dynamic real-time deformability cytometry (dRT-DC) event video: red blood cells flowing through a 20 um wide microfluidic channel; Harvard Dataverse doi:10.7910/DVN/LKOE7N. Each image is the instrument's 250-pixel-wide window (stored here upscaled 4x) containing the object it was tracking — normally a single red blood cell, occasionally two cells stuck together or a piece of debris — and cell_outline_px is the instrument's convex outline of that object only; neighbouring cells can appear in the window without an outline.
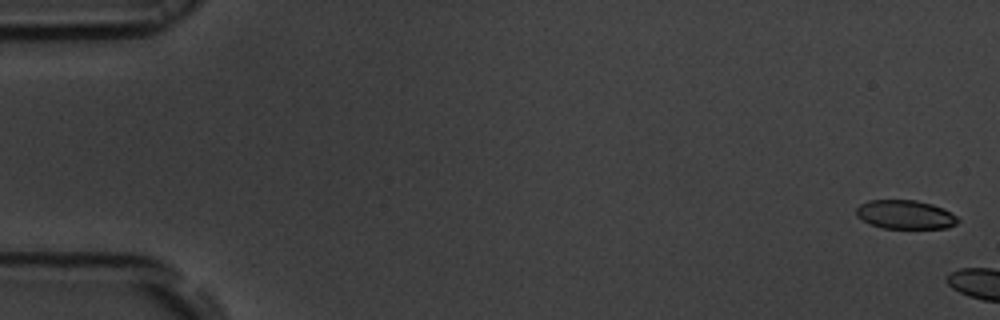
{"species": "common noctule bat (a hibernating species)", "species_latin": "Nyctalus noctula", "temperature_condition": "room temperature", "stored_images_in_passage": 6, "camera_frame_rate_fps": 3000, "um_per_image_px": 0.085, "animal": {"sex": "male", "body_mass_g": 19.5, "forearm_length_mm": 54.6}, "frame": {"image": 1, "passage_image": 2, "time_ms": 0.333, "image_size_px": [1000, 320], "cell_outline_px": [[960, 220], [956, 224], [948, 228], [884, 228], [872, 224], [856, 216], [856, 208], [860, 204], [868, 200], [916, 200], [932, 204], [956, 216]], "centroid_in_image_um": [76.93, 18.24], "position_along_channel_um": 8.1, "area_um2": 16.88}}